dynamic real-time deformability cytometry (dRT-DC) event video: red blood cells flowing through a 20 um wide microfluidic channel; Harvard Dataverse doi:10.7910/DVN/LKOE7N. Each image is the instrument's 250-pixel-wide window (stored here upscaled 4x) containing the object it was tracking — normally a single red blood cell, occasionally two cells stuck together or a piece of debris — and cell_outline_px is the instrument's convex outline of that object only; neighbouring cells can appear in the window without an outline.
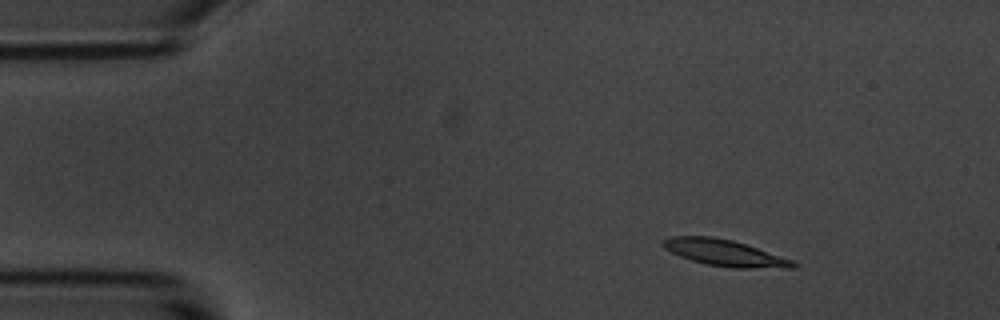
{"species": "common noctule bat (a hibernating species)", "species_latin": "Nyctalus noctula", "temperature_condition": "room temperature", "stored_images_in_passage": 11, "camera_frame_rate_fps": 3000, "um_per_image_px": 0.085, "animal": {"sex": "male", "body_mass_g": 20.1, "forearm_length_mm": 53.5}, "frame": {"image": 1, "passage_image": 2, "time_ms": 2.0, "image_size_px": [1000, 320], "cell_outline_px": [[800, 264], [796, 268], [732, 268], [708, 264], [692, 260], [680, 256], [664, 248], [660, 244], [664, 240], [672, 236], [712, 236], [732, 240], [792, 260]], "centroid_in_image_um": [61.6, 21.5], "position_along_channel_um": 23.4, "area_um2": 19.77}}
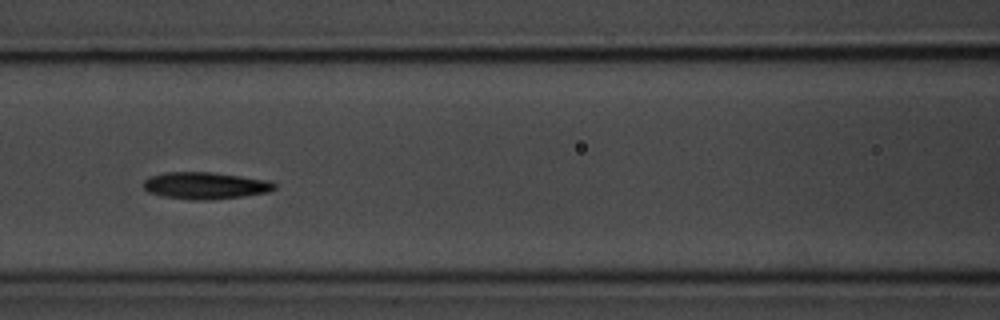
{"frame": {"image": 2, "passage_image": 7, "time_ms": 7.667, "image_size_px": [1000, 320], "cell_outline_px": [[276, 188], [268, 192], [244, 196], [212, 200], [192, 200], [160, 196], [148, 192], [144, 188], [144, 180], [148, 176], [164, 172], [212, 172], [268, 180], [276, 184]], "centroid_in_image_um": [17.42, 15.78], "position_along_channel_um": 149.2, "area_um2": 20.75}}
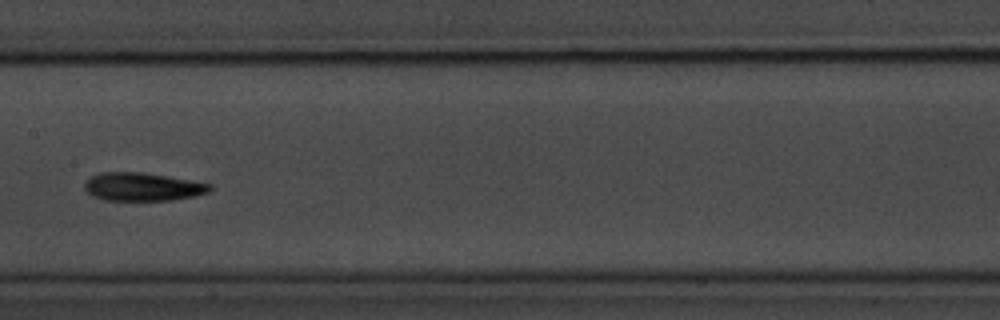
{"frame": {"image": 3, "passage_image": 8, "time_ms": 9.0, "image_size_px": [1000, 320], "cell_outline_px": [[212, 188], [208, 192], [196, 196], [172, 200], [100, 200], [92, 196], [84, 188], [84, 184], [92, 176], [100, 172], [140, 172], [212, 184]], "centroid_in_image_um": [12.1, 15.89], "position_along_channel_um": 195.3, "area_um2": 20.46}}